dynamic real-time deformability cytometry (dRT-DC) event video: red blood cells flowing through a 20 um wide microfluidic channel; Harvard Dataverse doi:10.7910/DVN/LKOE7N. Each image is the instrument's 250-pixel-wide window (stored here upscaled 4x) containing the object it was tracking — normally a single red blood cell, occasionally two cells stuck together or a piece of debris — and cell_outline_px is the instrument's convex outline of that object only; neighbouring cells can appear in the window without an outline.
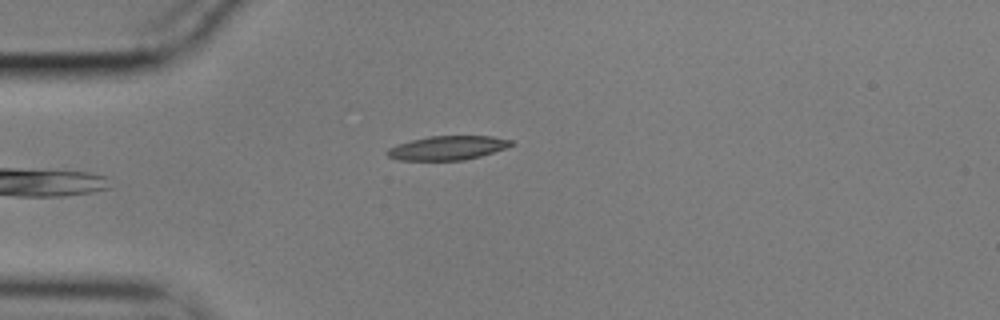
{"species": "common noctule bat (a hibernating species)", "species_latin": "Nyctalus noctula", "temperature_condition": "cold", "stored_images_in_passage": 38, "camera_frame_rate_fps": 3000, "um_per_image_px": 0.085, "animal": {"sex": "male", "body_mass_g": 17.9}, "frame": {"image": 1, "passage_image": 1, "time_ms": 0.0, "image_size_px": [1000, 320], "cell_outline_px": [[516, 144], [508, 148], [480, 156], [464, 160], [400, 160], [388, 156], [384, 152], [388, 148], [396, 144], [428, 136], [492, 136], [512, 140]], "centroid_in_image_um": [38.07, 12.57], "position_along_channel_um": 46.9, "area_um2": 17.51}}
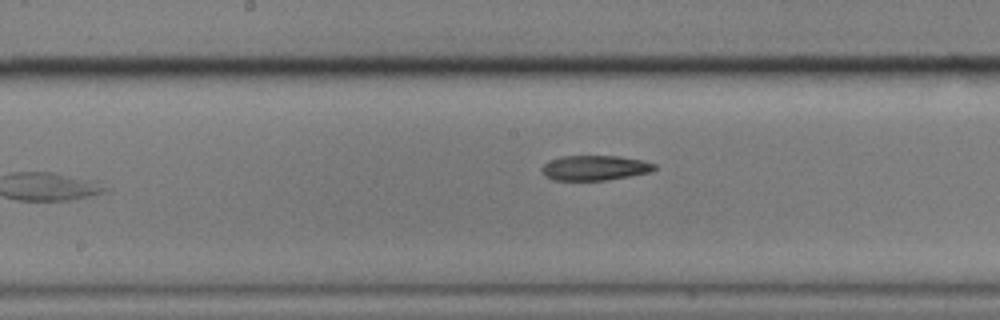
{"frame": {"image": 2, "passage_image": 15, "time_ms": 4.667, "image_size_px": [1000, 320], "cell_outline_px": [[656, 168], [652, 172], [608, 180], [552, 180], [544, 176], [540, 168], [548, 160], [560, 156], [616, 156], [640, 160], [656, 164]], "centroid_in_image_um": [50.52, 14.27], "position_along_channel_um": 197.7, "area_um2": 16.53}}
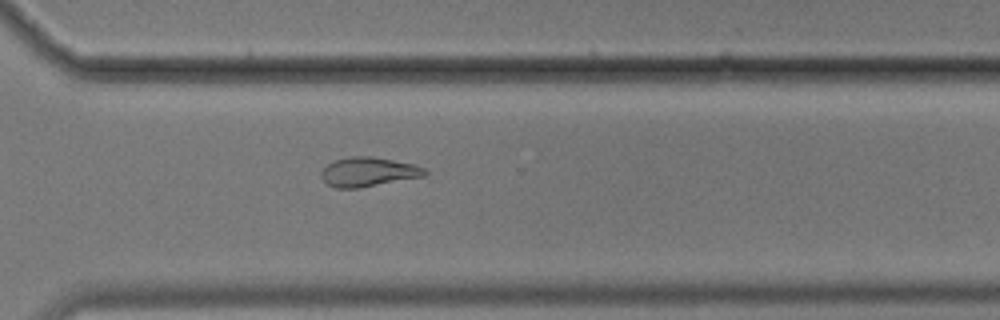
{"frame": {"image": 3, "passage_image": 27, "time_ms": 8.667, "image_size_px": [1000, 320], "cell_outline_px": [[428, 172], [424, 176], [360, 188], [336, 188], [328, 184], [320, 176], [320, 172], [332, 160], [348, 156], [372, 156], [412, 164], [424, 168]], "centroid_in_image_um": [31.27, 14.61], "position_along_channel_um": 339.3, "area_um2": 17.69}}